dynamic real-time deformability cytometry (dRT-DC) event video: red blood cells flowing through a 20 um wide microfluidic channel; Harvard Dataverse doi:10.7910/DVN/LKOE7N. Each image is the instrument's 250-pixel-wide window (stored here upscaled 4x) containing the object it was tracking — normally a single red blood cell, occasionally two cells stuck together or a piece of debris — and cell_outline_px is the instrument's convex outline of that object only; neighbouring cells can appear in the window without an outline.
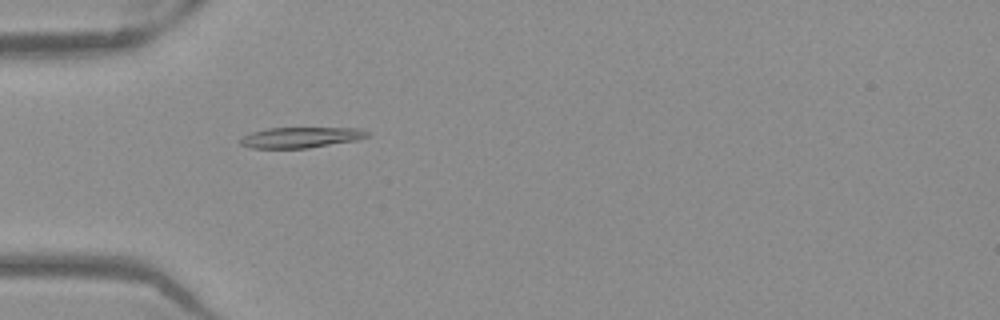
{"species": "Egyptian fruit bat (a non-hibernating species)", "species_latin": "Rousettus aegyptiacus", "temperature_condition": "warm", "stored_images_in_passage": 53, "camera_frame_rate_fps": 3000, "um_per_image_px": 0.085, "frame": {"image": 1, "passage_image": 17, "time_ms": 5.333, "image_size_px": [1000, 320], "cell_outline_px": [[368, 136], [356, 140], [308, 148], [252, 148], [240, 144], [236, 140], [252, 132], [268, 128], [356, 128], [368, 132]], "centroid_in_image_um": [25.5, 11.68], "position_along_channel_um": 59.5, "area_um2": 15.14}}
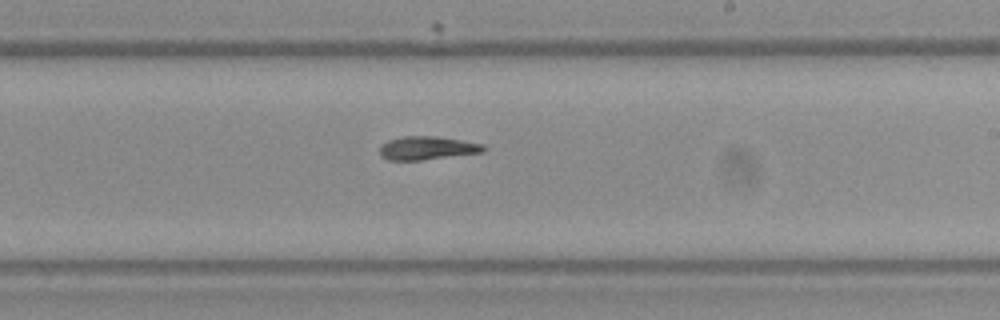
{"frame": {"image": 2, "passage_image": 32, "time_ms": 10.333, "image_size_px": [1000, 320], "cell_outline_px": [[488, 148], [484, 152], [420, 160], [388, 160], [380, 156], [380, 144], [388, 140], [404, 136], [436, 136], [484, 144]], "centroid_in_image_um": [36.31, 12.58], "position_along_channel_um": 252.7, "area_um2": 14.22}}
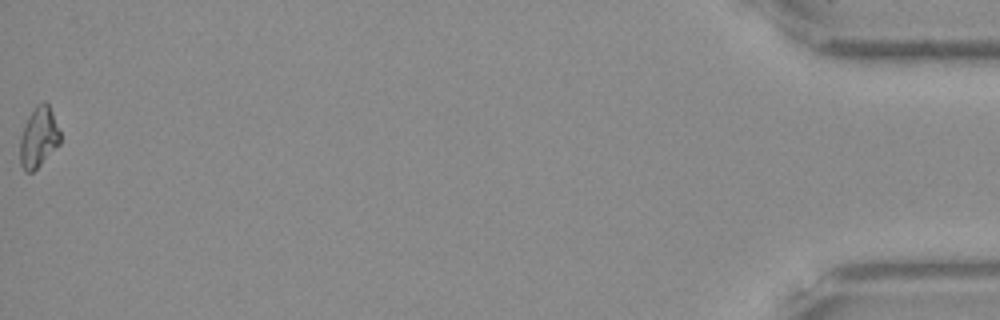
{"frame": {"image": 3, "passage_image": 53, "time_ms": 17.333, "image_size_px": [1000, 320], "cell_outline_px": [[60, 144], [32, 172], [24, 172], [20, 164], [20, 136], [24, 124], [28, 116], [36, 104], [44, 100], [48, 104], [52, 112], [60, 132]], "centroid_in_image_um": [3.26, 11.65], "position_along_channel_um": 431.9, "area_um2": 14.16}, "authors_computed_cell_mechanics": {"area_um2": 14.739, "velocity_mm_per_s": 3.942, "shape_relaxation_time_tau1_ms": 6.4464, "shape_relaxation_time_tau2_ms": 3.1899, "deformation_change_tau1": 0.1897, "deformation_change_tau2": 0.1076}}